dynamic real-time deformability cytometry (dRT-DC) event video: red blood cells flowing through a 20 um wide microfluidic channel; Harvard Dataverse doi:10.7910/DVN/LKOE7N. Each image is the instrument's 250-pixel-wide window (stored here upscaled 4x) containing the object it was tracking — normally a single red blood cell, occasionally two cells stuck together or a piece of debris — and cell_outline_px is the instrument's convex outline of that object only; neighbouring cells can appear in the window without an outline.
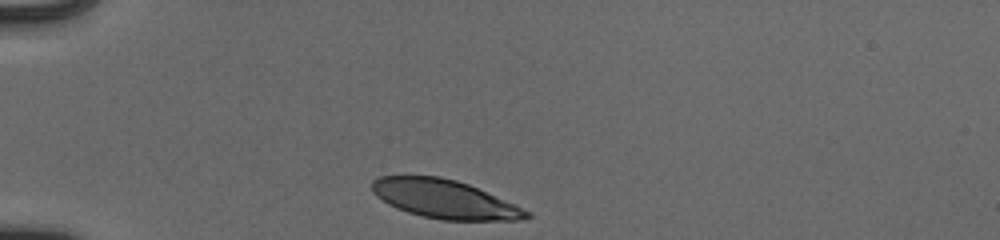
{"species": "human", "species_latin": "Homo sapiens", "temperature_condition": "cold", "stored_images_in_passage": 31, "camera_frame_rate_fps": 3000, "um_per_image_px": 0.085, "donor": {"sex": "male"}, "frame": {"image": 1, "passage_image": 1, "time_ms": 0.0, "image_size_px": [1000, 240], "cell_outline_px": [[532, 216], [520, 220], [444, 220], [424, 216], [408, 212], [396, 208], [388, 204], [376, 196], [372, 192], [372, 180], [380, 176], [440, 176], [456, 180], [468, 184], [532, 212]], "centroid_in_image_um": [37.77, 16.92], "position_along_channel_um": 47.2, "area_um2": 34.51}}
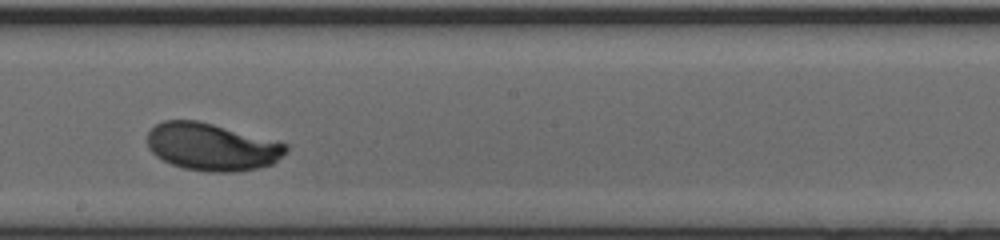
{"frame": {"image": 2, "passage_image": 18, "time_ms": 5.667, "image_size_px": [1000, 240], "cell_outline_px": [[288, 152], [272, 164], [260, 168], [236, 172], [208, 172], [184, 168], [172, 164], [156, 156], [148, 148], [148, 132], [156, 124], [164, 120], [196, 120], [212, 124], [288, 144]], "centroid_in_image_um": [18.01, 12.5], "position_along_channel_um": 230.2, "area_um2": 38.21}}
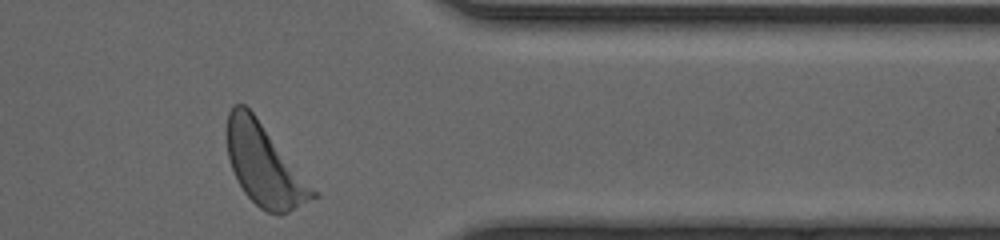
{"frame": {"image": 3, "passage_image": 31, "time_ms": 10.0, "image_size_px": [1000, 240], "cell_outline_px": [[320, 196], [280, 216], [268, 212], [260, 208], [244, 192], [232, 168], [228, 156], [224, 136], [224, 128], [228, 112], [236, 104], [244, 104], [256, 116]], "centroid_in_image_um": [22.42, 14.02], "position_along_channel_um": 389.0, "area_um2": 40.46}, "authors_computed_cell_mechanics": {"area_um2": 37.9168, "velocity_mm_per_s": 3.8664, "shape_relaxation_time_tau1_ms": 4.2853, "shape_relaxation_time_tau2_ms": null, "deformation_change_tau1": 0.2134, "deformation_change_tau2": null}}